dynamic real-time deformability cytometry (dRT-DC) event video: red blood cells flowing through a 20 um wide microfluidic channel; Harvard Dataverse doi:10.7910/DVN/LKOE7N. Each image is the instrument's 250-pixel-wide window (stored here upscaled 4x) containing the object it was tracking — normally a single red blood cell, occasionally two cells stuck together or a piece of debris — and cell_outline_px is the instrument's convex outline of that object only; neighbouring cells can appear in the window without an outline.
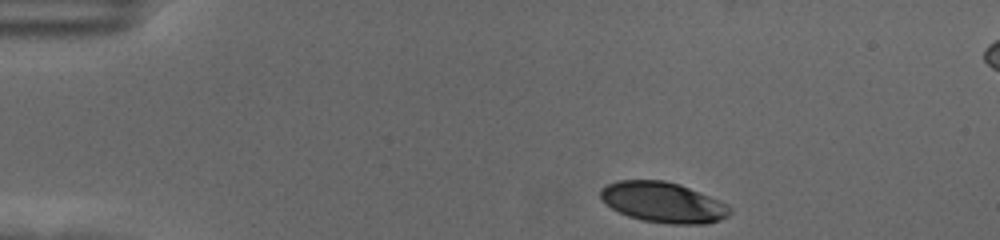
{"species": "human", "species_latin": "Homo sapiens", "temperature_condition": "cold", "stored_images_in_passage": 40, "camera_frame_rate_fps": 3000, "um_per_image_px": 0.085, "donor": {"sex": "female"}, "frame": {"image": 1, "passage_image": 1, "time_ms": 0.0, "image_size_px": [1000, 240], "cell_outline_px": [[732, 212], [728, 216], [720, 220], [704, 224], [668, 224], [640, 220], [628, 216], [612, 208], [600, 196], [600, 188], [616, 180], [664, 180], [680, 184], [720, 200], [728, 204], [732, 208]], "centroid_in_image_um": [56.4, 17.2], "position_along_channel_um": 28.6, "area_um2": 30.69}}
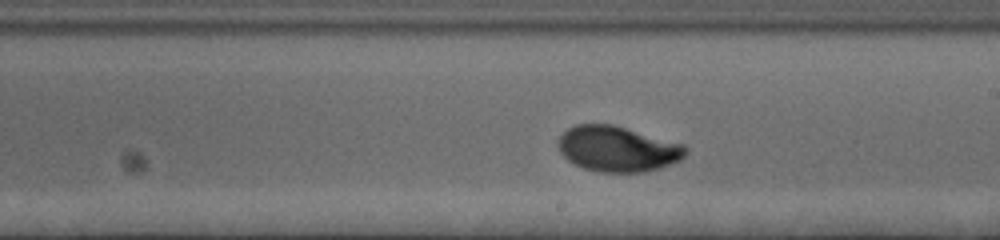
{"frame": {"image": 2, "passage_image": 25, "time_ms": 8.0, "image_size_px": [1000, 240], "cell_outline_px": [[688, 152], [680, 160], [660, 168], [644, 172], [596, 172], [584, 168], [568, 160], [560, 152], [556, 144], [556, 140], [568, 128], [576, 124], [612, 124], [684, 144], [688, 148]], "centroid_in_image_um": [52.48, 12.65], "position_along_channel_um": 236.5, "area_um2": 33.93}}
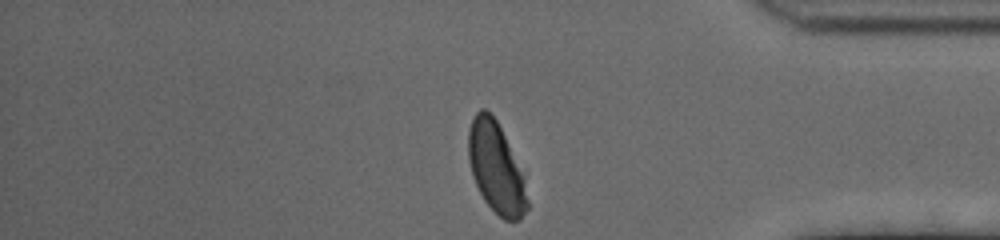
{"frame": {"image": 3, "passage_image": 40, "time_ms": 13.0, "image_size_px": [1000, 240], "cell_outline_px": [[528, 208], [520, 220], [504, 220], [484, 200], [472, 176], [468, 160], [468, 128], [476, 112], [480, 108], [484, 108], [496, 120], [504, 136], [524, 180], [528, 200]], "centroid_in_image_um": [42.13, 14.28], "position_along_channel_um": 393.1, "area_um2": 30.46}, "authors_computed_cell_mechanics": {"area_um2": 32.9749, "velocity_mm_per_s": 3.5016, "shape_relaxation_time_tau1_ms": 3.0182, "shape_relaxation_time_tau2_ms": null, "deformation_change_tau1": 0.1462, "deformation_change_tau2": null}}